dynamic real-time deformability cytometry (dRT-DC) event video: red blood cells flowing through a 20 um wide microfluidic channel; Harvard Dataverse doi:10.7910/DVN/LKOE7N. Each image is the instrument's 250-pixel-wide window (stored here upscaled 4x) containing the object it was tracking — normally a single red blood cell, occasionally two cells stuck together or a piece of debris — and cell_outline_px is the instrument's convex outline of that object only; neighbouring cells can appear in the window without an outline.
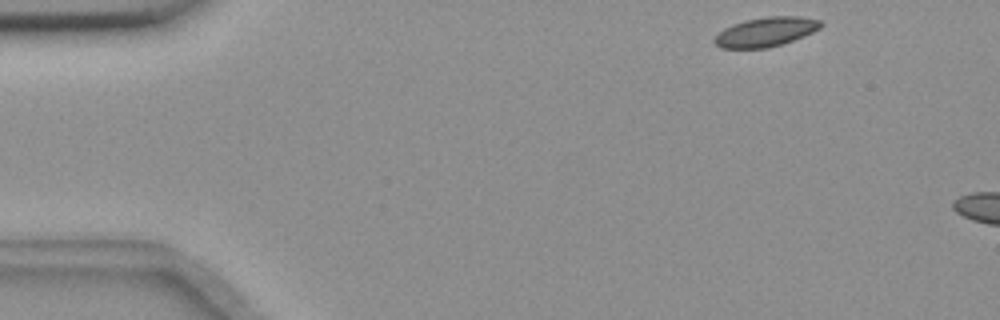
{"species": "common noctule bat (a hibernating species)", "species_latin": "Nyctalus noctula", "temperature_condition": "room temperature", "stored_images_in_passage": 12, "camera_frame_rate_fps": 3000, "um_per_image_px": 0.085, "animal": {"sex": "female", "body_mass_g": 18.4}, "frame": {"image": 1, "passage_image": 2, "time_ms": 0.333, "image_size_px": [1000, 320], "cell_outline_px": [[824, 24], [820, 28], [804, 36], [768, 48], [720, 48], [712, 40], [724, 28], [732, 24], [744, 20], [768, 16], [800, 16], [820, 20]], "centroid_in_image_um": [65.09, 2.7], "position_along_channel_um": 19.9, "area_um2": 18.15}}